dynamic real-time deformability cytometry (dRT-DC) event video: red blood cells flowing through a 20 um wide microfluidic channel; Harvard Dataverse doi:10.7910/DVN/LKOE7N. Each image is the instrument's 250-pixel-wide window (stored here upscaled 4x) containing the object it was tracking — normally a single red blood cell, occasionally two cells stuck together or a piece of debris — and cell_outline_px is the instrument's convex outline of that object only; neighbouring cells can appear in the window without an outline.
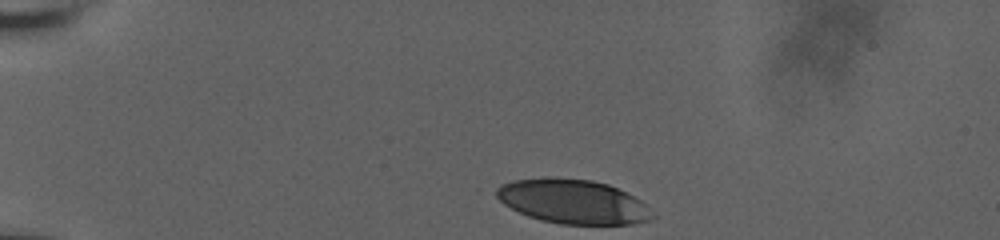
{"species": "human", "species_latin": "Homo sapiens", "temperature_condition": "room temperature", "stored_images_in_passage": 16, "camera_frame_rate_fps": 3000, "um_per_image_px": 0.085, "donor": {"sex": "male"}, "frame": {"image": 1, "passage_image": 1, "time_ms": 0.0, "image_size_px": [1000, 240], "cell_outline_px": [[656, 216], [652, 220], [632, 224], [560, 224], [540, 220], [528, 216], [504, 204], [496, 196], [492, 188], [500, 184], [512, 180], [544, 176], [548, 176], [592, 180], [608, 184], [640, 200]], "centroid_in_image_um": [48.64, 17.11], "position_along_channel_um": 36.4, "area_um2": 40.58}}